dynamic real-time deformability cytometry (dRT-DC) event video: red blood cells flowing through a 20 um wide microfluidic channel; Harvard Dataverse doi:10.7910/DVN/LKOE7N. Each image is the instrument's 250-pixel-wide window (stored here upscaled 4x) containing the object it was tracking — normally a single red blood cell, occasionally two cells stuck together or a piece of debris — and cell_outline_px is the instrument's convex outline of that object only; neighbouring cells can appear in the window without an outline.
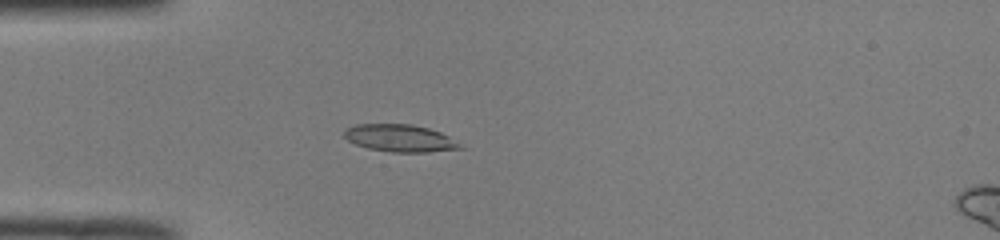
{"species": "common noctule bat (a hibernating species)", "species_latin": "Nyctalus noctula", "temperature_condition": "room temperature", "stored_images_in_passage": 44, "camera_frame_rate_fps": 3000, "um_per_image_px": 0.085, "animal": {"sex": "male", "body_mass_g": 19.0, "forearm_length_mm": 50.8}, "frame": {"image": 1, "passage_image": 11, "time_ms": 3.333, "image_size_px": [1000, 240], "cell_outline_px": [[464, 148], [428, 152], [392, 152], [368, 148], [356, 144], [348, 140], [344, 136], [344, 132], [348, 128], [356, 124], [412, 124], [428, 128], [440, 132], [448, 136], [460, 144]], "centroid_in_image_um": [34.0, 11.74], "position_along_channel_um": 51.0, "area_um2": 18.26}}
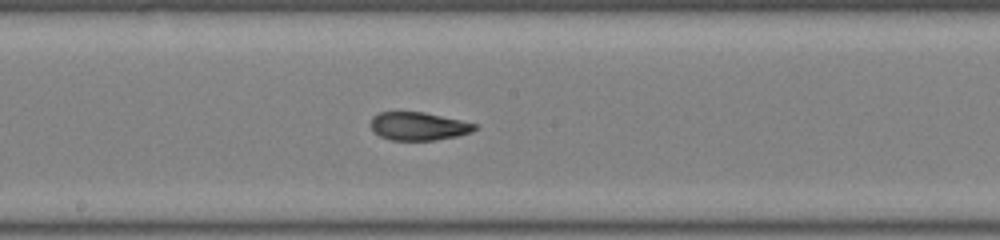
{"frame": {"image": 2, "passage_image": 24, "time_ms": 7.667, "image_size_px": [1000, 240], "cell_outline_px": [[476, 128], [472, 132], [456, 136], [436, 140], [392, 140], [380, 136], [372, 128], [372, 116], [380, 112], [424, 112], [460, 120], [476, 124]], "centroid_in_image_um": [35.58, 10.73], "position_along_channel_um": 212.6, "area_um2": 16.82}}
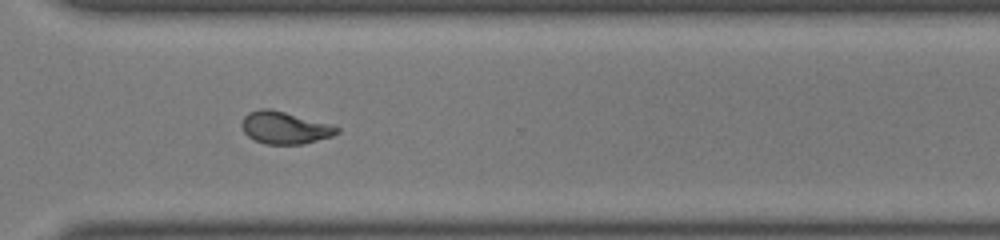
{"frame": {"image": 3, "passage_image": 34, "time_ms": 11.0, "image_size_px": [1000, 240], "cell_outline_px": [[340, 132], [332, 136], [304, 144], [268, 144], [256, 140], [248, 136], [244, 132], [240, 124], [244, 116], [248, 112], [260, 108], [268, 108], [284, 112], [328, 124], [340, 128]], "centroid_in_image_um": [24.17, 10.86], "position_along_channel_um": 346.4, "area_um2": 17.69}, "authors_computed_cell_mechanics": {"area_um2": 17.7735, "velocity_mm_per_s": 3.9994, "shape_relaxation_time_tau1_ms": 9.6859, "shape_relaxation_time_tau2_ms": 1.098, "deformation_change_tau1": 0.2713, "deformation_change_tau2": 0.0596}}